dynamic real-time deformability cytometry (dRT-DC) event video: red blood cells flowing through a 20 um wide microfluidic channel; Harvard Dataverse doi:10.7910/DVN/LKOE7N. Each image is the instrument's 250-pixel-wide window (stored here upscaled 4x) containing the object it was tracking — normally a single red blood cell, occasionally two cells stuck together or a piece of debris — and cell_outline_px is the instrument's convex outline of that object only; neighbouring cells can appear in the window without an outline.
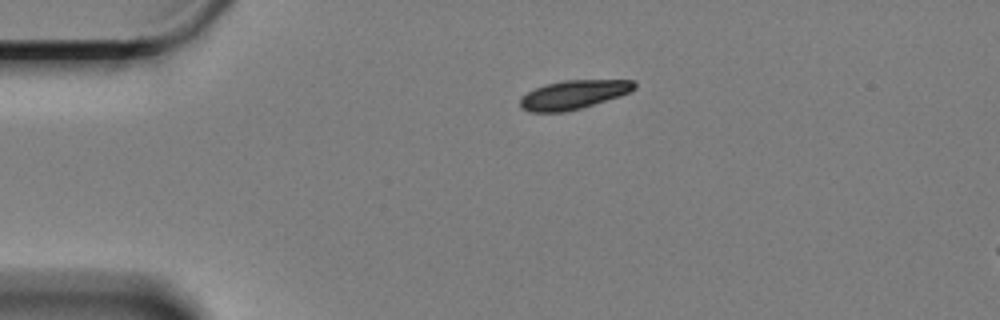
{"species": "Egyptian fruit bat (a non-hibernating species)", "species_latin": "Rousettus aegyptiacus", "temperature_condition": "cold", "stored_images_in_passage": 49, "camera_frame_rate_fps": 3000, "um_per_image_px": 0.085, "animal": {"sex": "female"}, "frame": {"image": 1, "passage_image": 1, "time_ms": 0.0, "image_size_px": [1000, 320], "cell_outline_px": [[636, 88], [620, 96], [580, 108], [564, 112], [528, 112], [520, 108], [520, 96], [544, 84], [564, 80], [636, 80]], "centroid_in_image_um": [48.72, 8.04], "position_along_channel_um": 36.3, "area_um2": 19.25}}
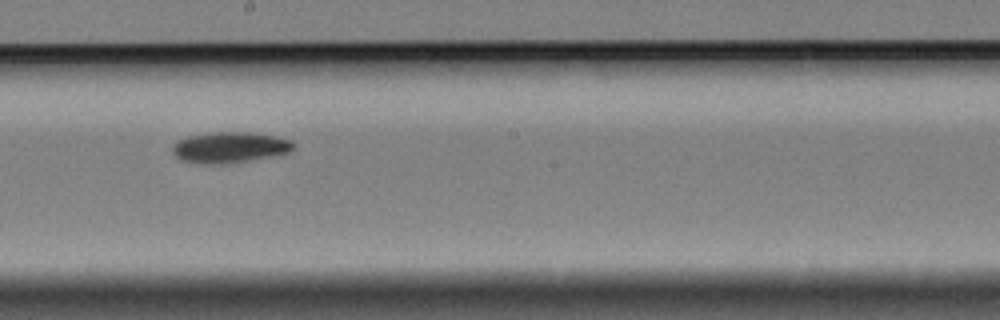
{"frame": {"image": 2, "passage_image": 22, "time_ms": 7.0, "image_size_px": [1000, 320], "cell_outline_px": [[296, 148], [288, 152], [248, 160], [224, 164], [208, 164], [180, 160], [172, 152], [172, 148], [176, 140], [188, 136], [212, 132], [256, 132], [276, 136], [292, 140], [296, 144]], "centroid_in_image_um": [19.53, 12.51], "position_along_channel_um": 228.7, "area_um2": 21.85}}
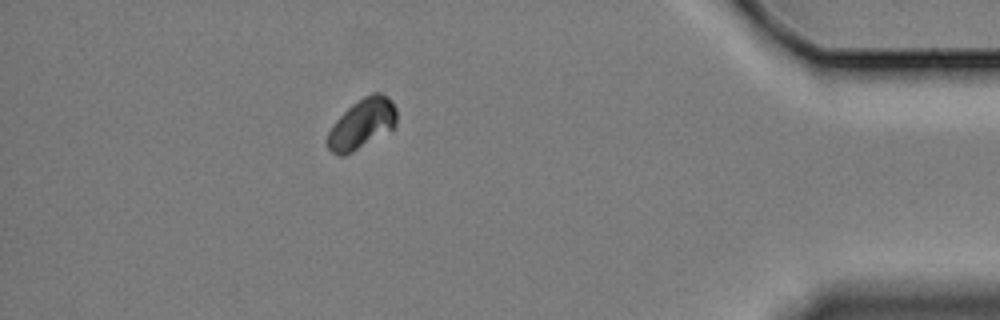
{"frame": {"image": 3, "passage_image": 42, "time_ms": 13.667, "image_size_px": [1000, 320], "cell_outline_px": [[396, 124], [392, 128], [352, 152], [344, 156], [340, 156], [332, 152], [328, 148], [324, 140], [332, 124], [352, 104], [364, 96], [372, 92], [380, 92], [388, 96], [396, 108]], "centroid_in_image_um": [30.72, 10.51], "position_along_channel_um": 404.5, "area_um2": 20.06}}